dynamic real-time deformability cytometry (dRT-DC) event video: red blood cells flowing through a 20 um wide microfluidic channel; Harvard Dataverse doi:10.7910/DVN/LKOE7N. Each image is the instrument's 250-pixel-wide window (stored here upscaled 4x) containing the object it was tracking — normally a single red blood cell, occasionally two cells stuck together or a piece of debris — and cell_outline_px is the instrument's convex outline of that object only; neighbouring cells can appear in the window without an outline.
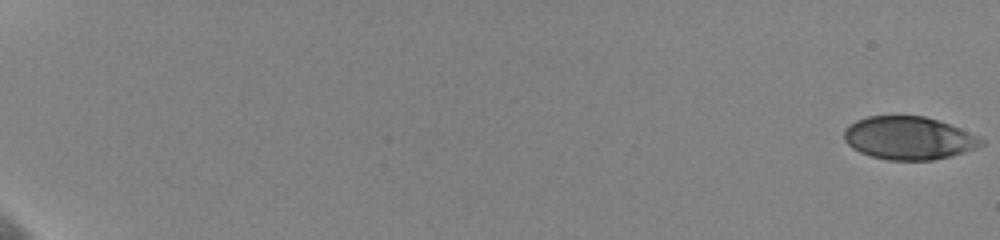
{"species": "human", "species_latin": "Homo sapiens", "temperature_condition": "cold", "stored_images_in_passage": 60, "camera_frame_rate_fps": 3000, "um_per_image_px": 0.085, "donor": {"sex": "female"}, "frame": {"image": 1, "passage_image": 1, "time_ms": 0.0, "image_size_px": [1000, 240], "cell_outline_px": [[984, 144], [976, 148], [952, 156], [932, 160], [888, 160], [872, 156], [860, 152], [852, 148], [844, 140], [844, 132], [856, 120], [868, 116], [924, 116], [960, 128], [984, 140]], "centroid_in_image_um": [77.24, 11.74], "position_along_channel_um": 7.8, "area_um2": 34.04}}
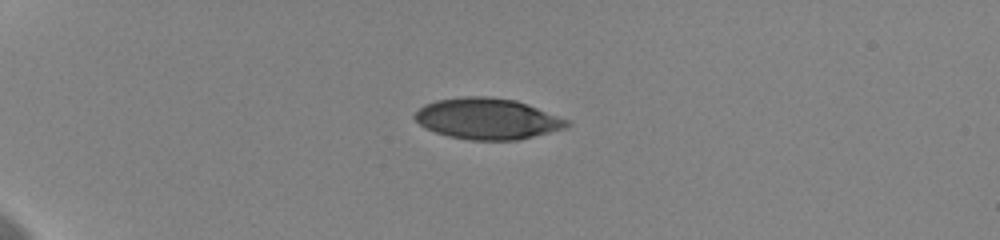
{"frame": {"image": 2, "passage_image": 18, "time_ms": 5.667, "image_size_px": [1000, 240], "cell_outline_px": [[572, 124], [568, 128], [516, 140], [468, 140], [448, 136], [424, 128], [412, 116], [424, 104], [436, 100], [464, 96], [484, 96], [516, 100], [568, 120]], "centroid_in_image_um": [41.41, 10.1], "position_along_channel_um": 43.6, "area_um2": 36.36}}
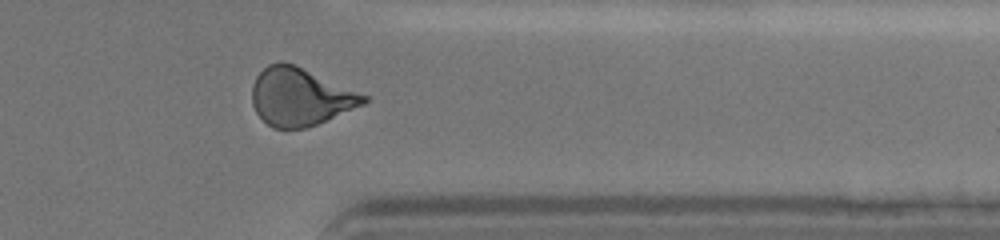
{"frame": {"image": 3, "passage_image": 51, "time_ms": 16.667, "image_size_px": [1000, 240], "cell_outline_px": [[368, 100], [364, 104], [316, 124], [304, 128], [272, 128], [256, 112], [252, 104], [252, 84], [256, 76], [268, 64], [280, 60], [292, 64], [368, 96]], "centroid_in_image_um": [25.47, 8.23], "position_along_channel_um": 385.9, "area_um2": 36.93}, "authors_computed_cell_mechanics": {"area_um2": 36.7319, "velocity_mm_per_s": 3.6307, "shape_relaxation_time_tau1_ms": 4.9891, "shape_relaxation_time_tau2_ms": 2.1025, "deformation_change_tau1": 0.1403, "deformation_change_tau2": 0.0743}}